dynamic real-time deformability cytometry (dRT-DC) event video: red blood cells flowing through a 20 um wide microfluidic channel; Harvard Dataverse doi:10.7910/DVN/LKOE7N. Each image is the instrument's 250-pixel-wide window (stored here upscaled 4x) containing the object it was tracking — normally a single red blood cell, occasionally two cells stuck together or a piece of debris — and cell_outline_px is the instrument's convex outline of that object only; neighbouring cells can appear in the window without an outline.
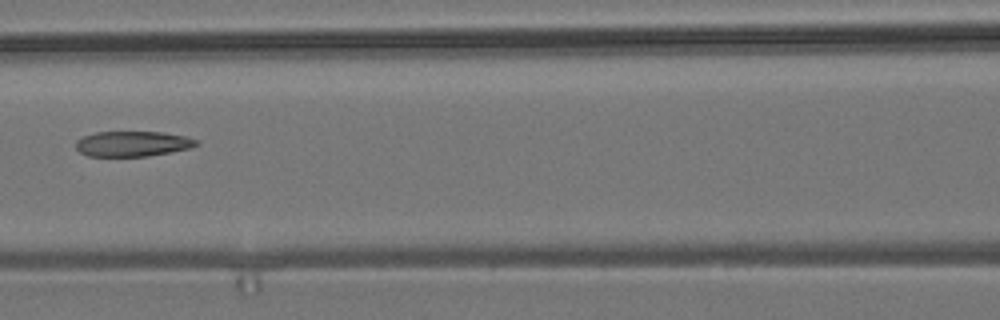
{"species": "common noctule bat (a hibernating species)", "species_latin": "Nyctalus noctula", "temperature_condition": "room temperature", "stored_images_in_passage": 3, "camera_frame_rate_fps": 3000, "um_per_image_px": 0.085, "animal": {"sex": "male", "body_mass_g": 19.2, "forearm_length_mm": 51.8}, "frame": {"image": 1, "passage_image": 3, "time_ms": 2.333, "image_size_px": [1000, 320], "cell_outline_px": [[200, 144], [188, 148], [148, 156], [88, 156], [80, 152], [76, 148], [76, 140], [84, 136], [96, 132], [164, 132], [184, 136], [200, 140]], "centroid_in_image_um": [11.27, 12.21], "position_along_channel_um": 155.3, "area_um2": 17.69}}